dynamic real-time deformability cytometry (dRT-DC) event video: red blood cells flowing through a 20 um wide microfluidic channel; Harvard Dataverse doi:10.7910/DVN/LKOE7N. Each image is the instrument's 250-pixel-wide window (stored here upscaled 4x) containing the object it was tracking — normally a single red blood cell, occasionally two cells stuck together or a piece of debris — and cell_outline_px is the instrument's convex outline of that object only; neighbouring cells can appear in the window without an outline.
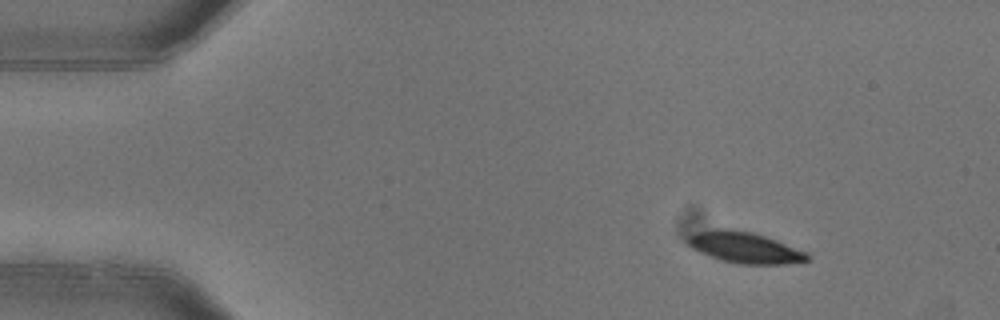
{"species": "common noctule bat (a hibernating species)", "species_latin": "Nyctalus noctula", "temperature_condition": "warm", "stored_images_in_passage": 4, "segment_of_instrument_passage": [1, 2], "camera_frame_rate_fps": 3000, "um_per_image_px": 0.085, "animal": {"sex": "female"}, "frame": {"image": 1, "passage_image": 1, "time_ms": 0.0, "image_size_px": [1000, 320], "cell_outline_px": [[812, 256], [808, 260], [784, 264], [740, 264], [720, 260], [708, 256], [692, 248], [684, 240], [684, 236], [696, 232], [716, 228], [728, 228], [752, 232], [776, 240], [808, 252]], "centroid_in_image_um": [63.25, 21.03], "position_along_channel_um": 21.7, "area_um2": 21.96}}
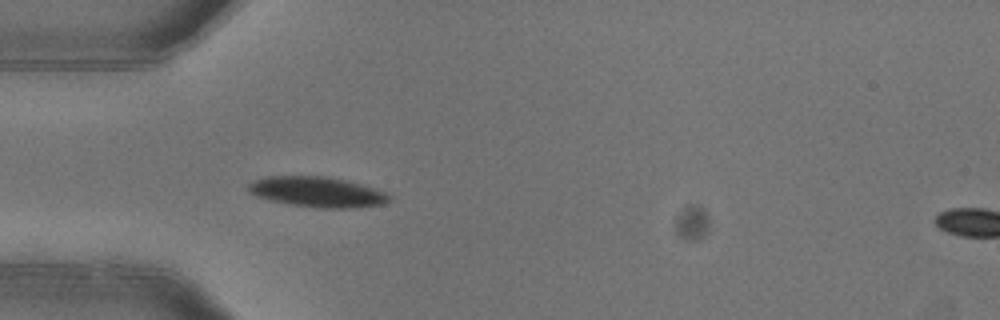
{"frame": {"image": 2, "passage_image": 3, "time_ms": 0.667, "image_size_px": [1000, 320], "cell_outline_px": [[392, 200], [384, 204], [352, 208], [320, 208], [288, 204], [256, 196], [248, 192], [248, 184], [256, 180], [268, 176], [328, 176], [360, 184], [388, 192], [392, 196]], "centroid_in_image_um": [27.02, 16.32], "position_along_channel_um": 58.0, "area_um2": 24.97}}